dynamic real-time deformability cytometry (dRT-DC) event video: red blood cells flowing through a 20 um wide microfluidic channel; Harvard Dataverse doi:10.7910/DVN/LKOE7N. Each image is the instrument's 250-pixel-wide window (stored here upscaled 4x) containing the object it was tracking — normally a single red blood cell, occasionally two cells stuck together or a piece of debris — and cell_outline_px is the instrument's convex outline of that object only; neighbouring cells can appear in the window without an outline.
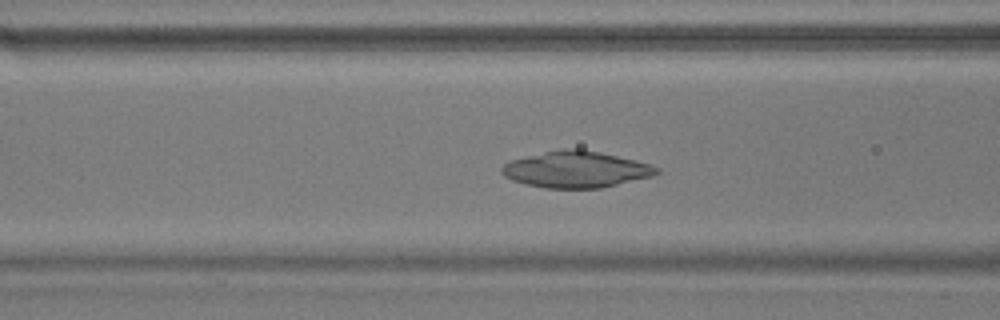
{"species": "common noctule bat (a hibernating species)", "species_latin": "Nyctalus noctula", "temperature_condition": "warm", "stored_images_in_passage": 55, "camera_frame_rate_fps": 3000, "um_per_image_px": 0.085, "animal": {"sex": "male", "body_mass_g": 17.9}, "frame": {"image": 1, "passage_image": 22, "time_ms": 7.0, "image_size_px": [1000, 320], "cell_outline_px": [[660, 172], [652, 176], [600, 188], [544, 188], [524, 184], [512, 180], [504, 176], [500, 172], [500, 168], [508, 160], [544, 152], [564, 148], [580, 148], [600, 152], [648, 164], [660, 168]], "centroid_in_image_um": [48.9, 14.4], "position_along_channel_um": 117.7, "area_um2": 32.77}}
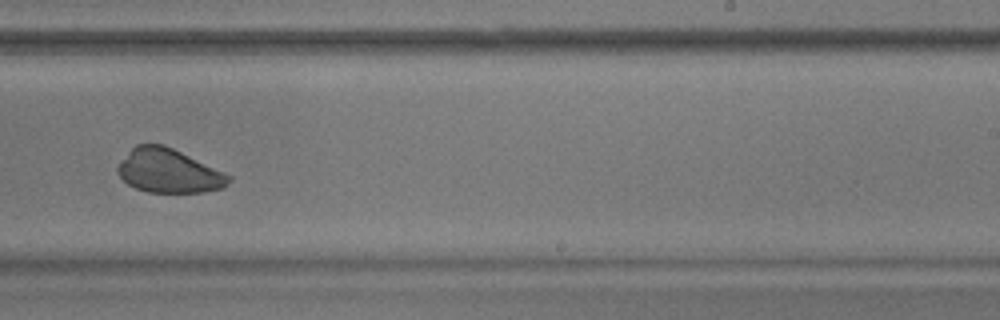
{"frame": {"image": 2, "passage_image": 35, "time_ms": 11.333, "image_size_px": [1000, 320], "cell_outline_px": [[232, 180], [224, 188], [204, 192], [148, 192], [136, 188], [128, 184], [116, 172], [116, 168], [128, 152], [136, 144], [164, 144], [224, 172], [232, 176]], "centroid_in_image_um": [14.35, 14.53], "position_along_channel_um": 274.6, "area_um2": 28.32}}
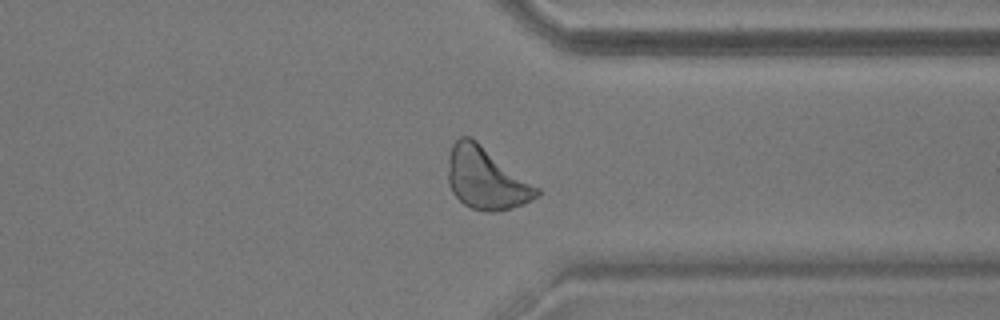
{"frame": {"image": 3, "passage_image": 43, "time_ms": 14.0, "image_size_px": [1000, 320], "cell_outline_px": [[540, 192], [532, 200], [508, 208], [492, 212], [488, 212], [472, 208], [464, 204], [452, 192], [448, 184], [448, 156], [452, 144], [460, 136], [468, 136], [476, 140], [540, 188]], "centroid_in_image_um": [41.29, 15.14], "position_along_channel_um": 370.1, "area_um2": 31.79}}